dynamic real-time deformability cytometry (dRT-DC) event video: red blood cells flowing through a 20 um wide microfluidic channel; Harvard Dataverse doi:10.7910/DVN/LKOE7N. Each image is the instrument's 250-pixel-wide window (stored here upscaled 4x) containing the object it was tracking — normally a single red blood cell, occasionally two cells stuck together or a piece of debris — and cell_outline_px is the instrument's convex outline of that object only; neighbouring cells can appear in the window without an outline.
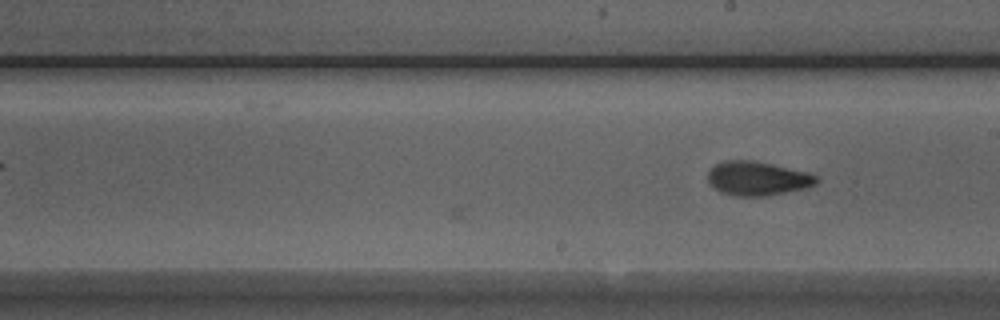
{"species": "Egyptian fruit bat (a non-hibernating species)", "species_latin": "Rousettus aegyptiacus", "temperature_condition": "room temperature", "stored_images_in_passage": 16, "camera_frame_rate_fps": 3000, "um_per_image_px": 0.085, "animal": {"sex": "male"}, "frame": {"image": 1, "passage_image": 16, "time_ms": 5.0, "image_size_px": [1000, 320], "cell_outline_px": [[820, 180], [816, 184], [804, 188], [764, 196], [732, 196], [720, 192], [712, 188], [708, 184], [708, 172], [716, 164], [724, 160], [752, 160], [808, 172], [820, 176]], "centroid_in_image_um": [64.37, 15.17], "position_along_channel_um": 224.6, "area_um2": 21.68}}